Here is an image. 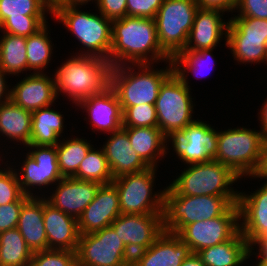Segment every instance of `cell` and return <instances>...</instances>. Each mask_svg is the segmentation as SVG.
I'll use <instances>...</instances> for the list:
<instances>
[{
	"mask_svg": "<svg viewBox=\"0 0 267 266\" xmlns=\"http://www.w3.org/2000/svg\"><path fill=\"white\" fill-rule=\"evenodd\" d=\"M255 266H267V264H264V265H258V264H254Z\"/></svg>",
	"mask_w": 267,
	"mask_h": 266,
	"instance_id": "55",
	"label": "cell"
},
{
	"mask_svg": "<svg viewBox=\"0 0 267 266\" xmlns=\"http://www.w3.org/2000/svg\"><path fill=\"white\" fill-rule=\"evenodd\" d=\"M199 8L217 9L225 12H234L238 0H196Z\"/></svg>",
	"mask_w": 267,
	"mask_h": 266,
	"instance_id": "47",
	"label": "cell"
},
{
	"mask_svg": "<svg viewBox=\"0 0 267 266\" xmlns=\"http://www.w3.org/2000/svg\"><path fill=\"white\" fill-rule=\"evenodd\" d=\"M254 248L256 249V252ZM253 255H255L258 258V261H256L255 264L258 265L267 264V236L263 238H257L249 245V256L253 257Z\"/></svg>",
	"mask_w": 267,
	"mask_h": 266,
	"instance_id": "48",
	"label": "cell"
},
{
	"mask_svg": "<svg viewBox=\"0 0 267 266\" xmlns=\"http://www.w3.org/2000/svg\"><path fill=\"white\" fill-rule=\"evenodd\" d=\"M181 266H204L197 253H192L182 262Z\"/></svg>",
	"mask_w": 267,
	"mask_h": 266,
	"instance_id": "52",
	"label": "cell"
},
{
	"mask_svg": "<svg viewBox=\"0 0 267 266\" xmlns=\"http://www.w3.org/2000/svg\"><path fill=\"white\" fill-rule=\"evenodd\" d=\"M166 64L168 65L160 70L157 68L155 70L153 64L112 67L110 87L115 91L121 107L140 104L155 105L160 86L173 72L172 60H168Z\"/></svg>",
	"mask_w": 267,
	"mask_h": 266,
	"instance_id": "3",
	"label": "cell"
},
{
	"mask_svg": "<svg viewBox=\"0 0 267 266\" xmlns=\"http://www.w3.org/2000/svg\"><path fill=\"white\" fill-rule=\"evenodd\" d=\"M191 88L172 72L160 86L155 109L158 128L167 137L180 133L193 119L194 106Z\"/></svg>",
	"mask_w": 267,
	"mask_h": 266,
	"instance_id": "8",
	"label": "cell"
},
{
	"mask_svg": "<svg viewBox=\"0 0 267 266\" xmlns=\"http://www.w3.org/2000/svg\"><path fill=\"white\" fill-rule=\"evenodd\" d=\"M110 226L133 256L150 247L164 232L163 214H120Z\"/></svg>",
	"mask_w": 267,
	"mask_h": 266,
	"instance_id": "15",
	"label": "cell"
},
{
	"mask_svg": "<svg viewBox=\"0 0 267 266\" xmlns=\"http://www.w3.org/2000/svg\"><path fill=\"white\" fill-rule=\"evenodd\" d=\"M264 144L260 130L236 127L218 131L214 160L231 168L239 177L249 178L259 167Z\"/></svg>",
	"mask_w": 267,
	"mask_h": 266,
	"instance_id": "7",
	"label": "cell"
},
{
	"mask_svg": "<svg viewBox=\"0 0 267 266\" xmlns=\"http://www.w3.org/2000/svg\"><path fill=\"white\" fill-rule=\"evenodd\" d=\"M81 6L57 7L52 17L62 23L82 47L75 55L93 56L109 61L112 45V21L102 13L80 10Z\"/></svg>",
	"mask_w": 267,
	"mask_h": 266,
	"instance_id": "4",
	"label": "cell"
},
{
	"mask_svg": "<svg viewBox=\"0 0 267 266\" xmlns=\"http://www.w3.org/2000/svg\"><path fill=\"white\" fill-rule=\"evenodd\" d=\"M7 74L0 69V105L10 100V88L6 82Z\"/></svg>",
	"mask_w": 267,
	"mask_h": 266,
	"instance_id": "50",
	"label": "cell"
},
{
	"mask_svg": "<svg viewBox=\"0 0 267 266\" xmlns=\"http://www.w3.org/2000/svg\"><path fill=\"white\" fill-rule=\"evenodd\" d=\"M227 40L267 41V20L254 17H230Z\"/></svg>",
	"mask_w": 267,
	"mask_h": 266,
	"instance_id": "36",
	"label": "cell"
},
{
	"mask_svg": "<svg viewBox=\"0 0 267 266\" xmlns=\"http://www.w3.org/2000/svg\"><path fill=\"white\" fill-rule=\"evenodd\" d=\"M249 177L267 179V142H265L264 144L260 164H259L257 171L255 172L253 176H249Z\"/></svg>",
	"mask_w": 267,
	"mask_h": 266,
	"instance_id": "49",
	"label": "cell"
},
{
	"mask_svg": "<svg viewBox=\"0 0 267 266\" xmlns=\"http://www.w3.org/2000/svg\"><path fill=\"white\" fill-rule=\"evenodd\" d=\"M71 57L57 67L52 77L57 96L63 93L65 97L66 94L76 107L81 100L99 94L110 86L112 64L99 57L75 54Z\"/></svg>",
	"mask_w": 267,
	"mask_h": 266,
	"instance_id": "2",
	"label": "cell"
},
{
	"mask_svg": "<svg viewBox=\"0 0 267 266\" xmlns=\"http://www.w3.org/2000/svg\"><path fill=\"white\" fill-rule=\"evenodd\" d=\"M233 17H254L267 20V0H238Z\"/></svg>",
	"mask_w": 267,
	"mask_h": 266,
	"instance_id": "45",
	"label": "cell"
},
{
	"mask_svg": "<svg viewBox=\"0 0 267 266\" xmlns=\"http://www.w3.org/2000/svg\"><path fill=\"white\" fill-rule=\"evenodd\" d=\"M90 1H92V3L97 2V0H63V3L58 6V7H66V6H84L87 5V3H89ZM94 1V2H93Z\"/></svg>",
	"mask_w": 267,
	"mask_h": 266,
	"instance_id": "53",
	"label": "cell"
},
{
	"mask_svg": "<svg viewBox=\"0 0 267 266\" xmlns=\"http://www.w3.org/2000/svg\"><path fill=\"white\" fill-rule=\"evenodd\" d=\"M163 0H127V16L155 19Z\"/></svg>",
	"mask_w": 267,
	"mask_h": 266,
	"instance_id": "44",
	"label": "cell"
},
{
	"mask_svg": "<svg viewBox=\"0 0 267 266\" xmlns=\"http://www.w3.org/2000/svg\"><path fill=\"white\" fill-rule=\"evenodd\" d=\"M76 106L88 114L92 130L109 134L119 131L123 123V110L115 91L109 86L105 91L81 100ZM86 110V111H85ZM97 129V130H96Z\"/></svg>",
	"mask_w": 267,
	"mask_h": 266,
	"instance_id": "17",
	"label": "cell"
},
{
	"mask_svg": "<svg viewBox=\"0 0 267 266\" xmlns=\"http://www.w3.org/2000/svg\"><path fill=\"white\" fill-rule=\"evenodd\" d=\"M30 197L24 194L18 201L0 205V233L17 228L22 206Z\"/></svg>",
	"mask_w": 267,
	"mask_h": 266,
	"instance_id": "43",
	"label": "cell"
},
{
	"mask_svg": "<svg viewBox=\"0 0 267 266\" xmlns=\"http://www.w3.org/2000/svg\"><path fill=\"white\" fill-rule=\"evenodd\" d=\"M217 140L218 130L210 123L196 119L180 133L166 137V152L172 147L178 159L186 165L208 162L216 156Z\"/></svg>",
	"mask_w": 267,
	"mask_h": 266,
	"instance_id": "12",
	"label": "cell"
},
{
	"mask_svg": "<svg viewBox=\"0 0 267 266\" xmlns=\"http://www.w3.org/2000/svg\"><path fill=\"white\" fill-rule=\"evenodd\" d=\"M102 145L113 178L124 174L138 173L150 168L133 150L128 133L121 128L109 133Z\"/></svg>",
	"mask_w": 267,
	"mask_h": 266,
	"instance_id": "24",
	"label": "cell"
},
{
	"mask_svg": "<svg viewBox=\"0 0 267 266\" xmlns=\"http://www.w3.org/2000/svg\"><path fill=\"white\" fill-rule=\"evenodd\" d=\"M81 181H94L99 184H108L113 181L111 169L103 148L94 146L79 164L77 173L72 177Z\"/></svg>",
	"mask_w": 267,
	"mask_h": 266,
	"instance_id": "35",
	"label": "cell"
},
{
	"mask_svg": "<svg viewBox=\"0 0 267 266\" xmlns=\"http://www.w3.org/2000/svg\"><path fill=\"white\" fill-rule=\"evenodd\" d=\"M48 27L46 23L35 34L27 37V66L30 72L34 70L33 73H45L48 63H51L54 44H52L51 37L48 36L50 34Z\"/></svg>",
	"mask_w": 267,
	"mask_h": 266,
	"instance_id": "34",
	"label": "cell"
},
{
	"mask_svg": "<svg viewBox=\"0 0 267 266\" xmlns=\"http://www.w3.org/2000/svg\"><path fill=\"white\" fill-rule=\"evenodd\" d=\"M262 104L263 105L258 112V120L260 121L259 125L261 126L260 131L262 132L263 139L267 142V98Z\"/></svg>",
	"mask_w": 267,
	"mask_h": 266,
	"instance_id": "51",
	"label": "cell"
},
{
	"mask_svg": "<svg viewBox=\"0 0 267 266\" xmlns=\"http://www.w3.org/2000/svg\"><path fill=\"white\" fill-rule=\"evenodd\" d=\"M239 230V206L233 204L223 215L186 225L177 235L197 253L230 240Z\"/></svg>",
	"mask_w": 267,
	"mask_h": 266,
	"instance_id": "14",
	"label": "cell"
},
{
	"mask_svg": "<svg viewBox=\"0 0 267 266\" xmlns=\"http://www.w3.org/2000/svg\"><path fill=\"white\" fill-rule=\"evenodd\" d=\"M31 128L32 112L16 105L11 100L0 105V137H7L10 142H18V145L25 147L30 143ZM0 157L5 158L4 153L3 155L1 153Z\"/></svg>",
	"mask_w": 267,
	"mask_h": 266,
	"instance_id": "28",
	"label": "cell"
},
{
	"mask_svg": "<svg viewBox=\"0 0 267 266\" xmlns=\"http://www.w3.org/2000/svg\"><path fill=\"white\" fill-rule=\"evenodd\" d=\"M53 105L32 112V128L29 145L56 146L63 137L65 118ZM61 137V138H60Z\"/></svg>",
	"mask_w": 267,
	"mask_h": 266,
	"instance_id": "29",
	"label": "cell"
},
{
	"mask_svg": "<svg viewBox=\"0 0 267 266\" xmlns=\"http://www.w3.org/2000/svg\"><path fill=\"white\" fill-rule=\"evenodd\" d=\"M77 266H131L132 255L111 227L80 235Z\"/></svg>",
	"mask_w": 267,
	"mask_h": 266,
	"instance_id": "11",
	"label": "cell"
},
{
	"mask_svg": "<svg viewBox=\"0 0 267 266\" xmlns=\"http://www.w3.org/2000/svg\"><path fill=\"white\" fill-rule=\"evenodd\" d=\"M171 58L161 49L154 19L123 17L112 21V67L128 64H155Z\"/></svg>",
	"mask_w": 267,
	"mask_h": 266,
	"instance_id": "1",
	"label": "cell"
},
{
	"mask_svg": "<svg viewBox=\"0 0 267 266\" xmlns=\"http://www.w3.org/2000/svg\"><path fill=\"white\" fill-rule=\"evenodd\" d=\"M121 214L119 193L111 182L101 184L94 200L78 218L80 235L92 233L111 225Z\"/></svg>",
	"mask_w": 267,
	"mask_h": 266,
	"instance_id": "18",
	"label": "cell"
},
{
	"mask_svg": "<svg viewBox=\"0 0 267 266\" xmlns=\"http://www.w3.org/2000/svg\"><path fill=\"white\" fill-rule=\"evenodd\" d=\"M43 220L47 249L77 250L80 237L78 219L55 208L45 196H43Z\"/></svg>",
	"mask_w": 267,
	"mask_h": 266,
	"instance_id": "22",
	"label": "cell"
},
{
	"mask_svg": "<svg viewBox=\"0 0 267 266\" xmlns=\"http://www.w3.org/2000/svg\"><path fill=\"white\" fill-rule=\"evenodd\" d=\"M167 187L175 195L183 196H239L233 183L242 179L231 168L210 160L189 164Z\"/></svg>",
	"mask_w": 267,
	"mask_h": 266,
	"instance_id": "6",
	"label": "cell"
},
{
	"mask_svg": "<svg viewBox=\"0 0 267 266\" xmlns=\"http://www.w3.org/2000/svg\"><path fill=\"white\" fill-rule=\"evenodd\" d=\"M127 133L133 150L149 166L157 167L166 157V136L158 127H122Z\"/></svg>",
	"mask_w": 267,
	"mask_h": 266,
	"instance_id": "26",
	"label": "cell"
},
{
	"mask_svg": "<svg viewBox=\"0 0 267 266\" xmlns=\"http://www.w3.org/2000/svg\"><path fill=\"white\" fill-rule=\"evenodd\" d=\"M17 229L33 253L47 250V235L43 220V196H31L23 204Z\"/></svg>",
	"mask_w": 267,
	"mask_h": 266,
	"instance_id": "25",
	"label": "cell"
},
{
	"mask_svg": "<svg viewBox=\"0 0 267 266\" xmlns=\"http://www.w3.org/2000/svg\"><path fill=\"white\" fill-rule=\"evenodd\" d=\"M223 14L221 10L199 8L183 51L212 49L217 47L223 38L227 41L229 20H224Z\"/></svg>",
	"mask_w": 267,
	"mask_h": 266,
	"instance_id": "21",
	"label": "cell"
},
{
	"mask_svg": "<svg viewBox=\"0 0 267 266\" xmlns=\"http://www.w3.org/2000/svg\"><path fill=\"white\" fill-rule=\"evenodd\" d=\"M253 193L239 192V223L243 237L250 245L267 236V182Z\"/></svg>",
	"mask_w": 267,
	"mask_h": 266,
	"instance_id": "20",
	"label": "cell"
},
{
	"mask_svg": "<svg viewBox=\"0 0 267 266\" xmlns=\"http://www.w3.org/2000/svg\"><path fill=\"white\" fill-rule=\"evenodd\" d=\"M27 37L3 33L0 36V69L8 76L27 74Z\"/></svg>",
	"mask_w": 267,
	"mask_h": 266,
	"instance_id": "30",
	"label": "cell"
},
{
	"mask_svg": "<svg viewBox=\"0 0 267 266\" xmlns=\"http://www.w3.org/2000/svg\"><path fill=\"white\" fill-rule=\"evenodd\" d=\"M122 127H158L155 105L140 104L122 107Z\"/></svg>",
	"mask_w": 267,
	"mask_h": 266,
	"instance_id": "39",
	"label": "cell"
},
{
	"mask_svg": "<svg viewBox=\"0 0 267 266\" xmlns=\"http://www.w3.org/2000/svg\"><path fill=\"white\" fill-rule=\"evenodd\" d=\"M239 196L175 195L168 187L164 191L163 228L178 234L186 225L223 215Z\"/></svg>",
	"mask_w": 267,
	"mask_h": 266,
	"instance_id": "5",
	"label": "cell"
},
{
	"mask_svg": "<svg viewBox=\"0 0 267 266\" xmlns=\"http://www.w3.org/2000/svg\"><path fill=\"white\" fill-rule=\"evenodd\" d=\"M198 9L196 0H163L154 20L159 45L171 59L184 50Z\"/></svg>",
	"mask_w": 267,
	"mask_h": 266,
	"instance_id": "9",
	"label": "cell"
},
{
	"mask_svg": "<svg viewBox=\"0 0 267 266\" xmlns=\"http://www.w3.org/2000/svg\"><path fill=\"white\" fill-rule=\"evenodd\" d=\"M3 160L5 162V159L0 157L1 163ZM3 166L7 167L0 168V205L18 201L24 195L15 168L8 163Z\"/></svg>",
	"mask_w": 267,
	"mask_h": 266,
	"instance_id": "40",
	"label": "cell"
},
{
	"mask_svg": "<svg viewBox=\"0 0 267 266\" xmlns=\"http://www.w3.org/2000/svg\"><path fill=\"white\" fill-rule=\"evenodd\" d=\"M29 266H77L76 251L47 249L34 252Z\"/></svg>",
	"mask_w": 267,
	"mask_h": 266,
	"instance_id": "42",
	"label": "cell"
},
{
	"mask_svg": "<svg viewBox=\"0 0 267 266\" xmlns=\"http://www.w3.org/2000/svg\"><path fill=\"white\" fill-rule=\"evenodd\" d=\"M197 254L204 266H241L251 259L249 245L240 230L230 240L207 247Z\"/></svg>",
	"mask_w": 267,
	"mask_h": 266,
	"instance_id": "27",
	"label": "cell"
},
{
	"mask_svg": "<svg viewBox=\"0 0 267 266\" xmlns=\"http://www.w3.org/2000/svg\"><path fill=\"white\" fill-rule=\"evenodd\" d=\"M95 6L111 21L127 16V0H97Z\"/></svg>",
	"mask_w": 267,
	"mask_h": 266,
	"instance_id": "46",
	"label": "cell"
},
{
	"mask_svg": "<svg viewBox=\"0 0 267 266\" xmlns=\"http://www.w3.org/2000/svg\"><path fill=\"white\" fill-rule=\"evenodd\" d=\"M32 254L17 228L0 233V266H29Z\"/></svg>",
	"mask_w": 267,
	"mask_h": 266,
	"instance_id": "33",
	"label": "cell"
},
{
	"mask_svg": "<svg viewBox=\"0 0 267 266\" xmlns=\"http://www.w3.org/2000/svg\"><path fill=\"white\" fill-rule=\"evenodd\" d=\"M157 168L124 174L113 179L121 214H163L164 191L153 192Z\"/></svg>",
	"mask_w": 267,
	"mask_h": 266,
	"instance_id": "10",
	"label": "cell"
},
{
	"mask_svg": "<svg viewBox=\"0 0 267 266\" xmlns=\"http://www.w3.org/2000/svg\"><path fill=\"white\" fill-rule=\"evenodd\" d=\"M100 185L94 181L62 178L55 184L56 187H53V192L49 191L50 195H40L46 196V200L55 208L78 219L94 200Z\"/></svg>",
	"mask_w": 267,
	"mask_h": 266,
	"instance_id": "16",
	"label": "cell"
},
{
	"mask_svg": "<svg viewBox=\"0 0 267 266\" xmlns=\"http://www.w3.org/2000/svg\"><path fill=\"white\" fill-rule=\"evenodd\" d=\"M45 73H31L10 88V100L27 111L54 105L57 96L54 78Z\"/></svg>",
	"mask_w": 267,
	"mask_h": 266,
	"instance_id": "19",
	"label": "cell"
},
{
	"mask_svg": "<svg viewBox=\"0 0 267 266\" xmlns=\"http://www.w3.org/2000/svg\"><path fill=\"white\" fill-rule=\"evenodd\" d=\"M52 11L42 0H0V25L6 19L28 16H47Z\"/></svg>",
	"mask_w": 267,
	"mask_h": 266,
	"instance_id": "38",
	"label": "cell"
},
{
	"mask_svg": "<svg viewBox=\"0 0 267 266\" xmlns=\"http://www.w3.org/2000/svg\"><path fill=\"white\" fill-rule=\"evenodd\" d=\"M190 254L177 234L164 231L150 247L132 256L131 266H181Z\"/></svg>",
	"mask_w": 267,
	"mask_h": 266,
	"instance_id": "23",
	"label": "cell"
},
{
	"mask_svg": "<svg viewBox=\"0 0 267 266\" xmlns=\"http://www.w3.org/2000/svg\"><path fill=\"white\" fill-rule=\"evenodd\" d=\"M46 18L47 16L25 15V18L6 19L0 25V31L11 35L29 37L48 23Z\"/></svg>",
	"mask_w": 267,
	"mask_h": 266,
	"instance_id": "41",
	"label": "cell"
},
{
	"mask_svg": "<svg viewBox=\"0 0 267 266\" xmlns=\"http://www.w3.org/2000/svg\"><path fill=\"white\" fill-rule=\"evenodd\" d=\"M25 147L29 148V152L25 153L26 158L21 164V169H17V166L13 164L12 166L16 170L23 193L29 196H39L36 190L35 194L33 193L34 188L38 187V190L43 192L42 188H47L52 184L54 186L63 178L58 167L56 146L27 145Z\"/></svg>",
	"mask_w": 267,
	"mask_h": 266,
	"instance_id": "13",
	"label": "cell"
},
{
	"mask_svg": "<svg viewBox=\"0 0 267 266\" xmlns=\"http://www.w3.org/2000/svg\"><path fill=\"white\" fill-rule=\"evenodd\" d=\"M63 138L56 145L58 167L63 178H72L78 171L79 164L93 147L91 140L71 137Z\"/></svg>",
	"mask_w": 267,
	"mask_h": 266,
	"instance_id": "31",
	"label": "cell"
},
{
	"mask_svg": "<svg viewBox=\"0 0 267 266\" xmlns=\"http://www.w3.org/2000/svg\"><path fill=\"white\" fill-rule=\"evenodd\" d=\"M213 49H202L199 51H182L176 54L171 60L173 64V72H175L182 82L190 87L188 84V74L193 73L194 76L203 75L201 72H206L204 75L209 74V71L214 68V55L212 53ZM211 60V61H210ZM207 64V65H206ZM209 64V65H208ZM208 67V68H207ZM201 68V69H200ZM207 70H206V69ZM202 70V71H201ZM210 75V74H209ZM205 77V76H200Z\"/></svg>",
	"mask_w": 267,
	"mask_h": 266,
	"instance_id": "32",
	"label": "cell"
},
{
	"mask_svg": "<svg viewBox=\"0 0 267 266\" xmlns=\"http://www.w3.org/2000/svg\"><path fill=\"white\" fill-rule=\"evenodd\" d=\"M225 46L233 54L234 61L237 60L244 65L260 64L267 65V41L253 40H227Z\"/></svg>",
	"mask_w": 267,
	"mask_h": 266,
	"instance_id": "37",
	"label": "cell"
},
{
	"mask_svg": "<svg viewBox=\"0 0 267 266\" xmlns=\"http://www.w3.org/2000/svg\"><path fill=\"white\" fill-rule=\"evenodd\" d=\"M48 8L53 11L55 8L60 6L63 3V0H42Z\"/></svg>",
	"mask_w": 267,
	"mask_h": 266,
	"instance_id": "54",
	"label": "cell"
}]
</instances>
